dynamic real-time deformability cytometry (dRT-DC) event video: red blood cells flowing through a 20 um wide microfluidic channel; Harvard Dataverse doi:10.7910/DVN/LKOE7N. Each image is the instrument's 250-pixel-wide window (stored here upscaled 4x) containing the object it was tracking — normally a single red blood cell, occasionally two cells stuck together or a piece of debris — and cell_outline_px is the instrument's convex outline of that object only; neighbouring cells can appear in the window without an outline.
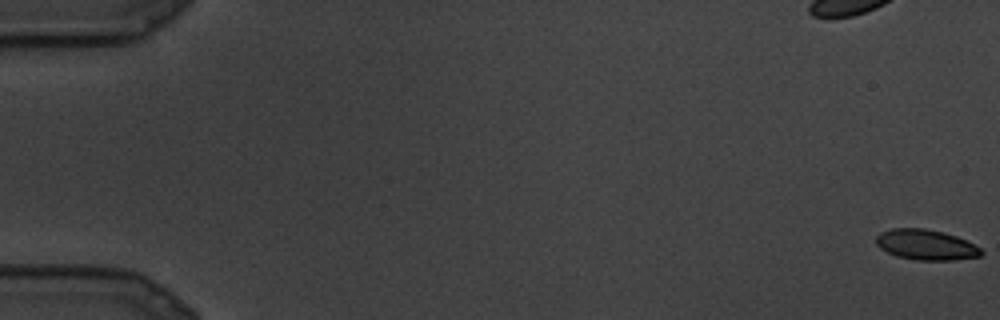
{"species": "common noctule bat (a hibernating species)", "species_latin": "Nyctalus noctula", "temperature_condition": "cold", "stored_images_in_passage": 16, "segment_of_instrument_passage": [1, 2], "camera_frame_rate_fps": 3000, "um_per_image_px": 0.085, "animal": {"sex": "male", "body_mass_g": 19.5, "forearm_length_mm": 54.6}, "frame": {"image": 1, "passage_image": 1, "time_ms": 0.0, "image_size_px": [1000, 320], "cell_outline_px": [[984, 252], [980, 256], [952, 260], [916, 260], [896, 256], [880, 248], [876, 244], [876, 236], [880, 232], [892, 228], [924, 228], [944, 232], [956, 236], [980, 248]], "centroid_in_image_um": [78.68, 20.8], "position_along_channel_um": 6.3, "area_um2": 18.55}}
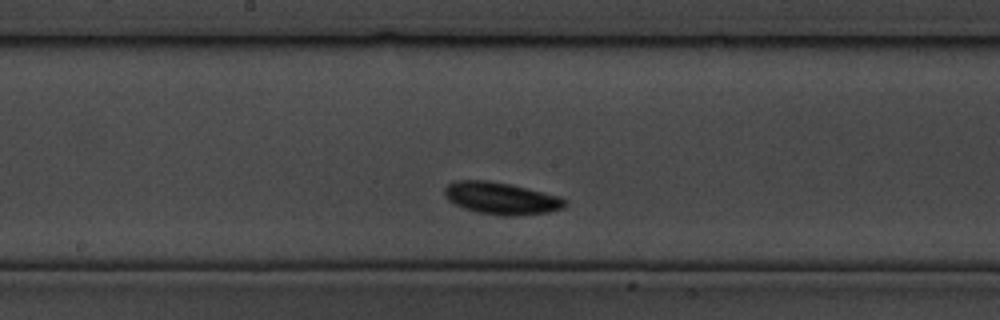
{"frame": {"image": 2, "passage_image": 11, "time_ms": 3.333, "image_size_px": [1000, 320], "cell_outline_px": [[568, 204], [564, 208], [548, 212], [516, 216], [504, 216], [476, 212], [464, 208], [448, 200], [444, 196], [444, 188], [452, 180], [488, 180], [508, 184], [560, 196], [568, 200]], "centroid_in_image_um": [42.6, 16.86], "position_along_channel_um": 205.6, "area_um2": 22.66}}
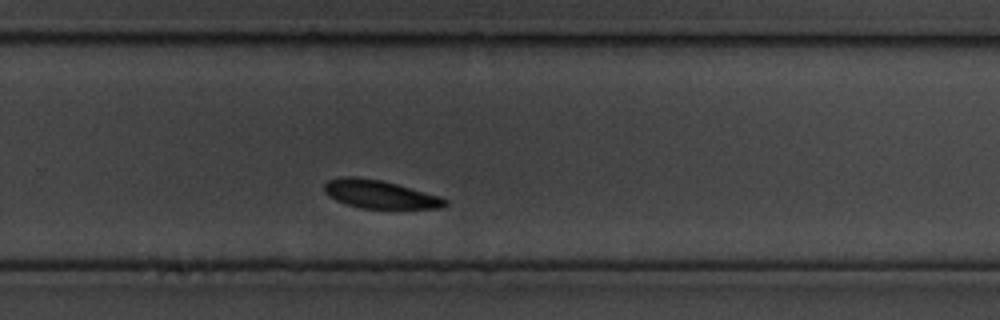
{"frame": {"image": 3, "passage_image": 15, "time_ms": 4.667, "image_size_px": [1000, 320], "cell_outline_px": [[448, 204], [440, 208], [360, 208], [336, 200], [328, 196], [324, 192], [324, 184], [328, 180], [340, 176], [356, 176], [380, 180], [396, 184], [440, 196], [448, 200]], "centroid_in_image_um": [32.25, 16.5], "position_along_channel_um": 297.5, "area_um2": 19.77}}